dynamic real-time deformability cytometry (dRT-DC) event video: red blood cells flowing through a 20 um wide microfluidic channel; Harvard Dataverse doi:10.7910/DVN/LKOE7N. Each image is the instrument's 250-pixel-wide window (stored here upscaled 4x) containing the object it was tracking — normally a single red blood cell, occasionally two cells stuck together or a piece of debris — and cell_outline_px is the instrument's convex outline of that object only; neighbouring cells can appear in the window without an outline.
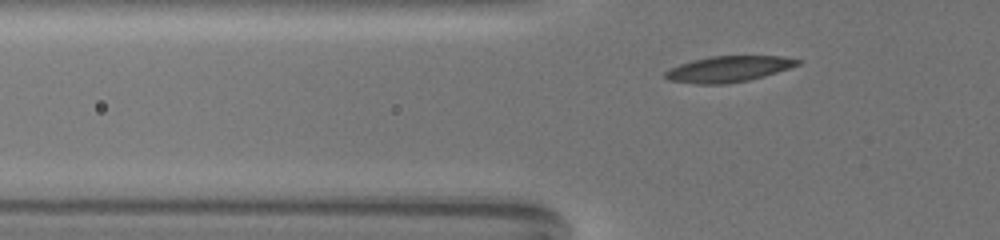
{"species": "common noctule bat (a hibernating species)", "species_latin": "Nyctalus noctula", "temperature_condition": "warm", "stored_images_in_passage": 44, "camera_frame_rate_fps": 3000, "um_per_image_px": 0.085, "animal": {"sex": "female", "body_mass_g": 19.5, "forearm_length_mm": 54.1}, "frame": {"image": 1, "passage_image": 8, "time_ms": 2.333, "image_size_px": [1000, 240], "cell_outline_px": [[800, 64], [764, 76], [748, 80], [724, 84], [696, 84], [668, 80], [664, 76], [664, 72], [680, 64], [692, 60], [712, 56], [780, 56], [800, 60]], "centroid_in_image_um": [61.89, 5.87], "position_along_channel_um": 63.9, "area_um2": 19.77}}
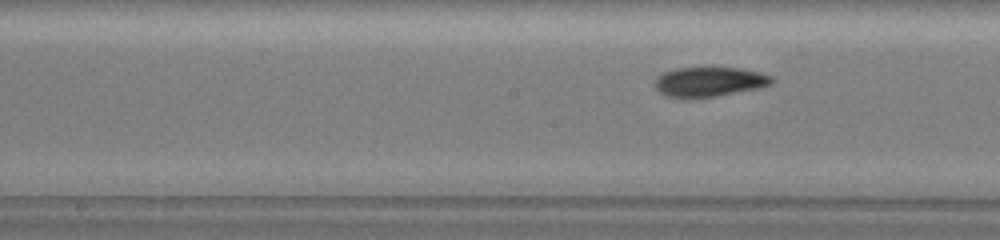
{"frame": {"image": 2, "passage_image": 21, "time_ms": 6.667, "image_size_px": [1000, 240], "cell_outline_px": [[776, 80], [772, 84], [760, 88], [716, 96], [684, 100], [664, 96], [656, 88], [656, 80], [664, 72], [676, 68], [740, 68], [760, 72], [772, 76]], "centroid_in_image_um": [60.31, 6.98], "position_along_channel_um": 187.9, "area_um2": 20.52}}
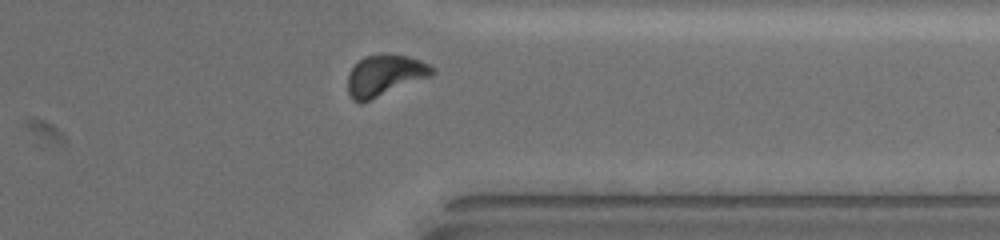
{"frame": {"image": 3, "passage_image": 40, "time_ms": 13.0, "image_size_px": [1000, 240], "cell_outline_px": [[436, 72], [432, 76], [360, 104], [352, 100], [348, 92], [348, 72], [364, 56], [384, 52], [408, 56], [420, 60], [436, 68]], "centroid_in_image_um": [32.72, 6.39], "position_along_channel_um": 378.7, "area_um2": 20.63}, "authors_computed_cell_mechanics": {"area_um2": 20.3745, "velocity_mm_per_s": 3.0377, "shape_relaxation_time_tau1_ms": 4.394, "shape_relaxation_time_tau2_ms": 2.9551, "deformation_change_tau1": 0.1576, "deformation_change_tau2": 0.0835}}